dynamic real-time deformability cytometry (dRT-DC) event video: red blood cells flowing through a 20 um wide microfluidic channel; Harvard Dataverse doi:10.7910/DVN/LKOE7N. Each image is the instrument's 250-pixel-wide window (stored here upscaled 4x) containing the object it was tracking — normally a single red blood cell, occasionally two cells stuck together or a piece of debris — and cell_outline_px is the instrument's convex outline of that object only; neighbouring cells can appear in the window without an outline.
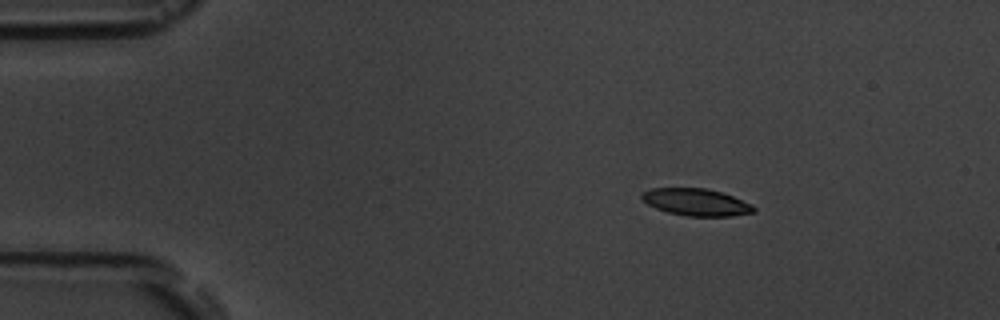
{"species": "common noctule bat (a hibernating species)", "species_latin": "Nyctalus noctula", "temperature_condition": "room temperature", "stored_images_in_passage": 5, "segment_of_instrument_passage": [1, 2], "camera_frame_rate_fps": 3000, "um_per_image_px": 0.085, "animal": {"sex": "male", "body_mass_g": 19.5, "forearm_length_mm": 54.6}, "frame": {"image": 1, "passage_image": 2, "time_ms": 2.0, "image_size_px": [1000, 320], "cell_outline_px": [[756, 212], [732, 216], [688, 216], [668, 212], [656, 208], [648, 204], [640, 196], [640, 192], [652, 188], [704, 188], [720, 192], [732, 196], [752, 204], [756, 208]], "centroid_in_image_um": [59.18, 17.18], "position_along_channel_um": 25.8, "area_um2": 17.63}}